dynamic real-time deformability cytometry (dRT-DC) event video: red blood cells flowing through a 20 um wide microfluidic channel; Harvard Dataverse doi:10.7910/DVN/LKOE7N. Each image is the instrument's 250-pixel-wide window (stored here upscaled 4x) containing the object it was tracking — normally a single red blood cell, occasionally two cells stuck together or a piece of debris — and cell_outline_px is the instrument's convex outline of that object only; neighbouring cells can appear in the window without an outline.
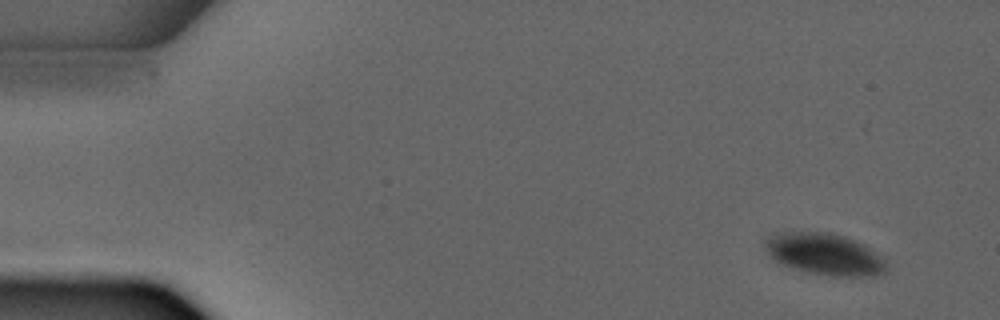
{"species": "common noctule bat (a hibernating species)", "species_latin": "Nyctalus noctula", "temperature_condition": "warm", "stored_images_in_passage": 6, "camera_frame_rate_fps": 3000, "um_per_image_px": 0.085, "animal": {"sex": "male", "forearm_length_mm": 52.5}, "frame": {"image": 1, "passage_image": 1, "time_ms": 0.0, "image_size_px": [1000, 320], "cell_outline_px": [[888, 272], [872, 276], [832, 276], [808, 272], [784, 264], [776, 260], [764, 248], [764, 240], [772, 232], [832, 232], [856, 240], [864, 244], [880, 256], [884, 260], [888, 268]], "centroid_in_image_um": [70.1, 21.58], "position_along_channel_um": 14.9, "area_um2": 29.48}}
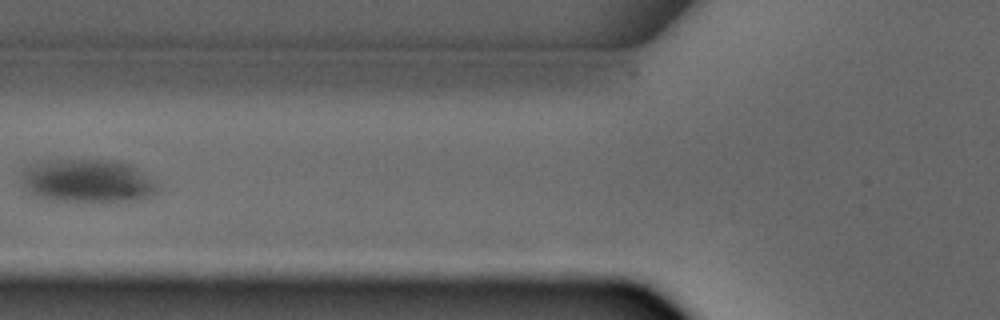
{"frame": {"image": 2, "passage_image": 5, "time_ms": 4.667, "image_size_px": [1000, 320], "cell_outline_px": [[156, 192], [148, 196], [136, 200], [48, 200], [32, 192], [28, 188], [24, 180], [24, 168], [40, 164], [60, 160], [108, 160], [124, 164], [132, 168], [152, 184]], "centroid_in_image_um": [7.38, 15.38], "position_along_channel_um": 118.4, "area_um2": 31.73}}